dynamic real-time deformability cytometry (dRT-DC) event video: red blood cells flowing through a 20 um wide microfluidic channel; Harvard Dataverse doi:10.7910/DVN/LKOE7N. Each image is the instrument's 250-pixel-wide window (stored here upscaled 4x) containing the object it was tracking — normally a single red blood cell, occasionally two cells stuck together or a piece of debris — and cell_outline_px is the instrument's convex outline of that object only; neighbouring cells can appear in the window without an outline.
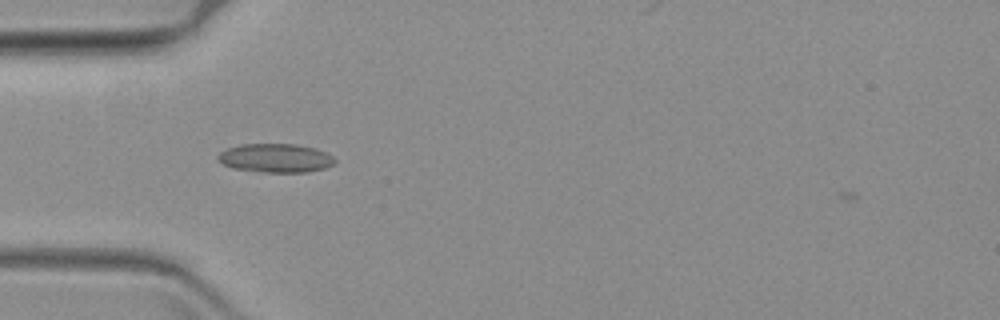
{"species": "common noctule bat (a hibernating species)", "species_latin": "Nyctalus noctula", "temperature_condition": "warm", "stored_images_in_passage": 45, "camera_frame_rate_fps": 3000, "um_per_image_px": 0.085, "animal": {"sex": "female", "body_mass_g": 19.3, "forearm_length_mm": 54.1}, "frame": {"image": 1, "passage_image": 1, "time_ms": 0.0, "image_size_px": [1000, 320], "cell_outline_px": [[336, 160], [332, 164], [324, 168], [308, 172], [264, 172], [232, 168], [216, 160], [216, 156], [220, 152], [228, 148], [240, 144], [296, 144], [316, 148], [332, 156]], "centroid_in_image_um": [23.39, 13.43], "position_along_channel_um": 61.6, "area_um2": 19.59}}
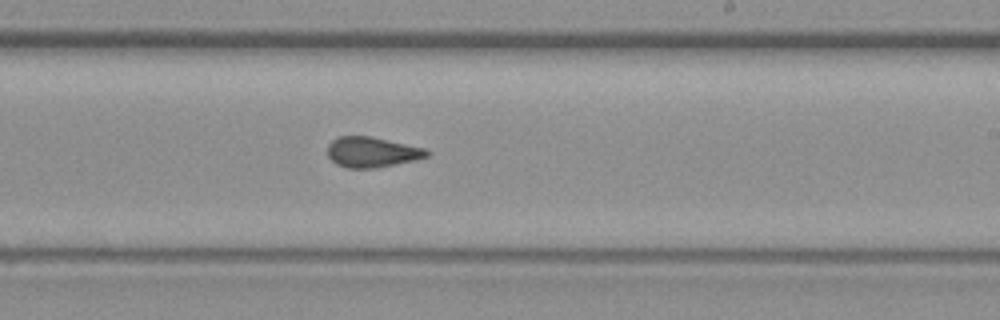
{"frame": {"image": 2, "passage_image": 19, "time_ms": 6.0, "image_size_px": [1000, 320], "cell_outline_px": [[432, 152], [428, 156], [416, 160], [376, 168], [348, 168], [336, 164], [328, 156], [328, 144], [332, 140], [340, 136], [368, 136], [428, 148]], "centroid_in_image_um": [31.66, 12.93], "position_along_channel_um": 257.3, "area_um2": 17.69}}
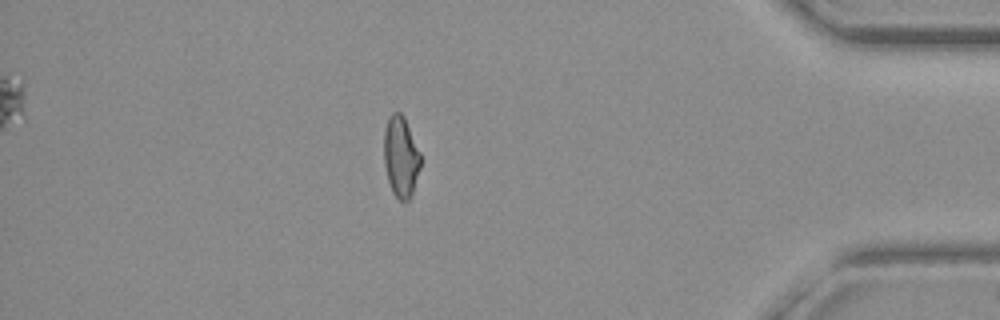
{"frame": {"image": 3, "passage_image": 36, "time_ms": 11.667, "image_size_px": [1000, 320], "cell_outline_px": [[420, 168], [412, 196], [404, 204], [392, 192], [388, 180], [384, 164], [384, 128], [388, 116], [392, 112], [400, 112], [404, 116], [420, 152]], "centroid_in_image_um": [34.06, 13.33], "position_along_channel_um": 401.1, "area_um2": 17.51}}